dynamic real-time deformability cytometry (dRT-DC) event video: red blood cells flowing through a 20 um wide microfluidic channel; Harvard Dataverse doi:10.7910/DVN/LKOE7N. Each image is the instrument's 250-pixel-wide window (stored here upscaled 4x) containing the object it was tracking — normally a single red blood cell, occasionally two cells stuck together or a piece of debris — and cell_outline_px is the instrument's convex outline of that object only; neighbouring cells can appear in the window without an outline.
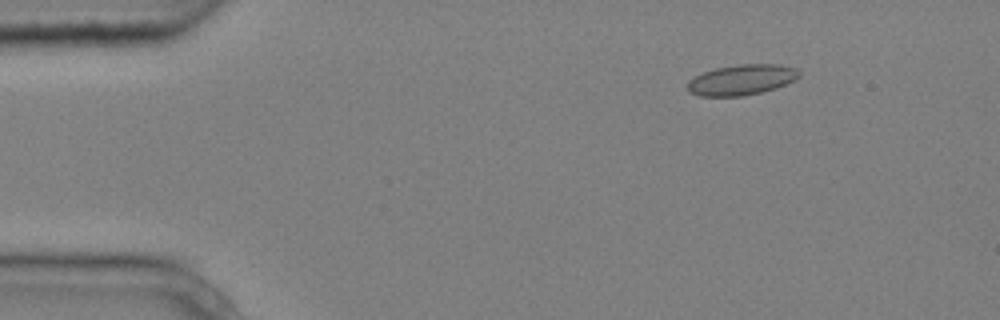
{"species": "common noctule bat (a hibernating species)", "species_latin": "Nyctalus noctula", "temperature_condition": "cold", "stored_images_in_passage": 5, "segment_of_instrument_passage": [1, 2], "camera_frame_rate_fps": 3000, "um_per_image_px": 0.085, "animal": {"sex": "male", "body_mass_g": 20.4}, "frame": {"image": 1, "passage_image": 2, "time_ms": 0.333, "image_size_px": [1000, 320], "cell_outline_px": [[800, 76], [796, 80], [776, 88], [744, 96], [700, 96], [688, 92], [688, 80], [704, 72], [716, 68], [740, 64], [780, 64], [796, 68], [800, 72]], "centroid_in_image_um": [63.06, 6.78], "position_along_channel_um": 21.9, "area_um2": 19.88}}